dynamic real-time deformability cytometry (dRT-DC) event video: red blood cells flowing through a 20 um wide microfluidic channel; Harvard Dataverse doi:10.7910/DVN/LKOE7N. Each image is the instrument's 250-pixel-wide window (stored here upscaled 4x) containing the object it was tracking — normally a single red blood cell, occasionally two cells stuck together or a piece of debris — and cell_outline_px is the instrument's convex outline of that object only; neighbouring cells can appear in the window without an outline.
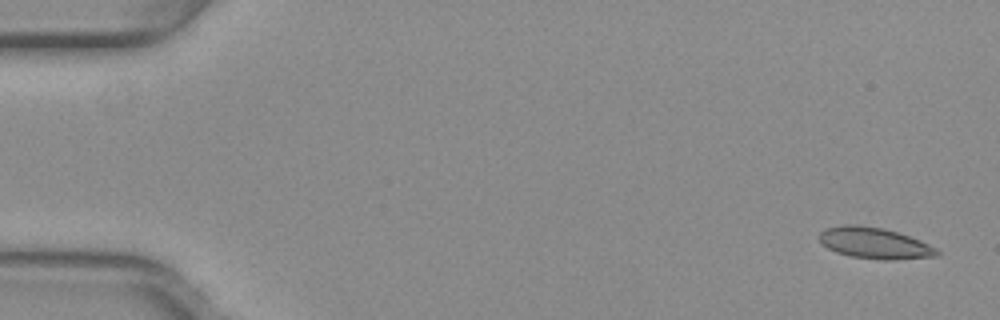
{"species": "common noctule bat (a hibernating species)", "species_latin": "Nyctalus noctula", "temperature_condition": "warm", "stored_images_in_passage": 42, "camera_frame_rate_fps": 3000, "um_per_image_px": 0.085, "animal": {"sex": "female", "body_mass_g": 29.2, "forearm_length_mm": 56.3}, "frame": {"image": 1, "passage_image": 2, "time_ms": 0.333, "image_size_px": [1000, 320], "cell_outline_px": [[940, 252], [936, 256], [892, 260], [884, 260], [848, 256], [836, 252], [820, 244], [820, 232], [824, 228], [844, 224], [856, 224], [884, 228], [920, 240], [936, 248]], "centroid_in_image_um": [74.29, 20.66], "position_along_channel_um": 10.7, "area_um2": 21.44}}
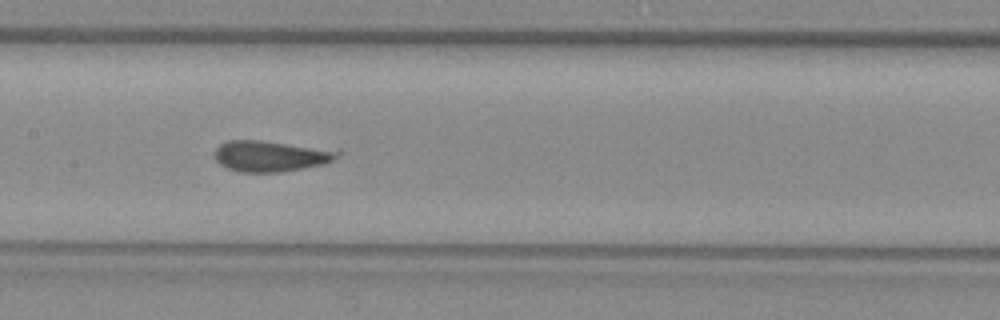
{"frame": {"image": 2, "passage_image": 26, "time_ms": 8.333, "image_size_px": [1000, 320], "cell_outline_px": [[344, 152], [340, 156], [324, 164], [284, 172], [240, 172], [224, 168], [216, 160], [216, 148], [220, 144], [228, 140], [260, 140], [340, 148]], "centroid_in_image_um": [23.14, 13.25], "position_along_channel_um": 184.3, "area_um2": 22.95}}
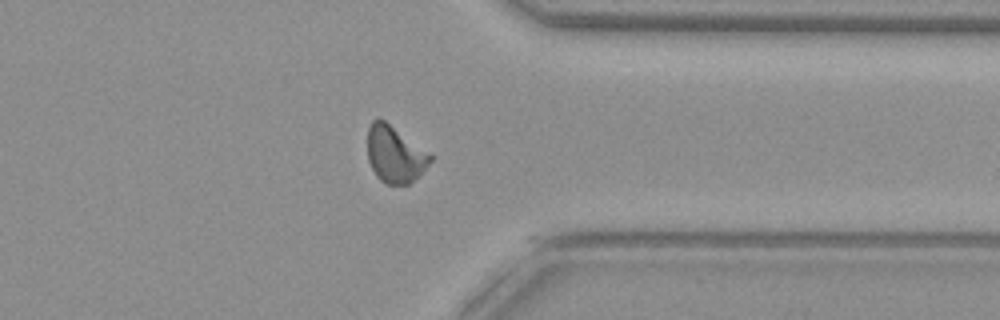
{"frame": {"image": 3, "passage_image": 41, "time_ms": 13.333, "image_size_px": [1000, 320], "cell_outline_px": [[436, 156], [408, 184], [384, 184], [376, 176], [368, 160], [368, 128], [372, 120], [384, 120], [432, 152]], "centroid_in_image_um": [33.59, 13.1], "position_along_channel_um": 377.8, "area_um2": 20.81}}